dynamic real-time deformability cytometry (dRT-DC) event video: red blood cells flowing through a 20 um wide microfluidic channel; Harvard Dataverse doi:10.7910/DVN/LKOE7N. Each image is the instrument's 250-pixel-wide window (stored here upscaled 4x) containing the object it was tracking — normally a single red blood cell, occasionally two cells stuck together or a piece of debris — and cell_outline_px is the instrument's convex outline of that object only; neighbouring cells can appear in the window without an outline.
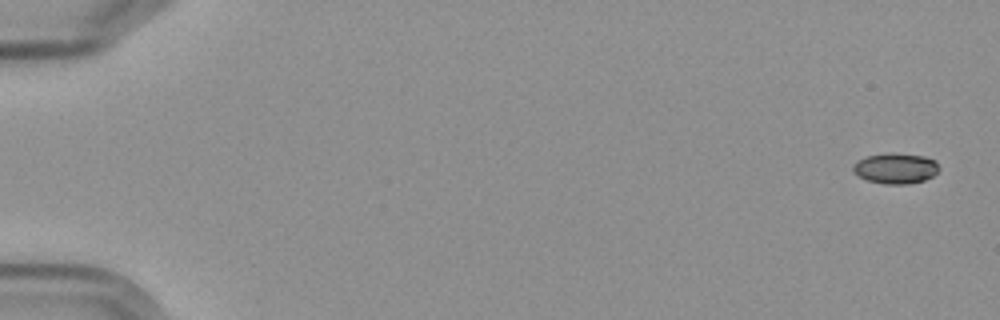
{"species": "Egyptian fruit bat (a non-hibernating species)", "species_latin": "Rousettus aegyptiacus", "temperature_condition": "cold", "stored_images_in_passage": 5, "camera_frame_rate_fps": 3000, "um_per_image_px": 0.085, "frame": {"image": 1, "passage_image": 1, "time_ms": 0.0, "image_size_px": [1000, 320], "cell_outline_px": [[940, 168], [932, 176], [924, 180], [908, 184], [884, 184], [868, 180], [860, 176], [852, 168], [852, 164], [856, 160], [868, 156], [888, 152], [892, 152], [924, 156], [936, 160]], "centroid_in_image_um": [76.14, 14.29], "position_along_channel_um": 8.9, "area_um2": 15.37}}
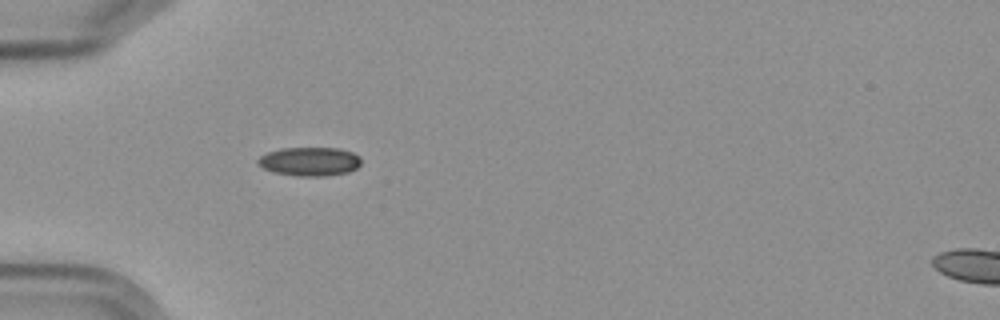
{"frame": {"image": 2, "passage_image": 5, "time_ms": 5.667, "image_size_px": [1000, 320], "cell_outline_px": [[360, 164], [356, 168], [348, 172], [324, 176], [296, 176], [272, 172], [256, 164], [256, 160], [260, 156], [268, 152], [280, 148], [340, 148], [352, 152], [360, 156]], "centroid_in_image_um": [26.29, 13.72], "position_along_channel_um": 58.7, "area_um2": 17.46}}